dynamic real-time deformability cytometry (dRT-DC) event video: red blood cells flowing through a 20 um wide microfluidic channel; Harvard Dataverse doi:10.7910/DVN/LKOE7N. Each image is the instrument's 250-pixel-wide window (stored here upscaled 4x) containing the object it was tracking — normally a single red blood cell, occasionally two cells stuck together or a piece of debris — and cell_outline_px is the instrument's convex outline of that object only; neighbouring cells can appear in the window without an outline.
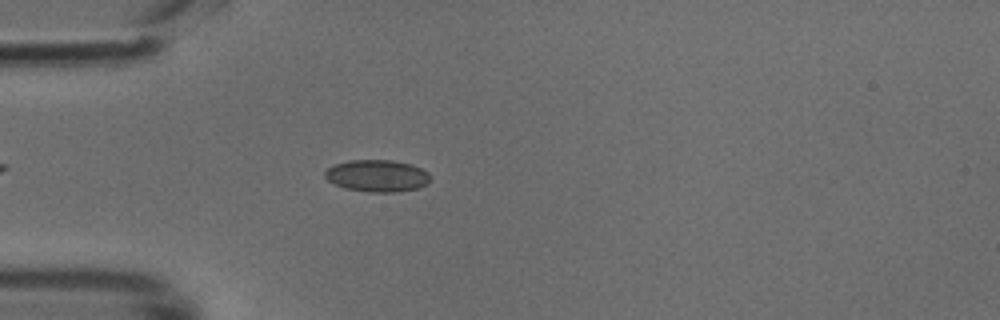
{"species": "common noctule bat (a hibernating species)", "species_latin": "Nyctalus noctula", "temperature_condition": "cold", "stored_images_in_passage": 43, "camera_frame_rate_fps": 3000, "um_per_image_px": 0.085, "animal": {"sex": "male", "body_mass_g": 18.8}, "frame": {"image": 1, "passage_image": 8, "time_ms": 2.333, "image_size_px": [1000, 320], "cell_outline_px": [[432, 180], [428, 184], [416, 188], [396, 192], [368, 192], [344, 188], [328, 180], [324, 176], [324, 172], [328, 168], [336, 164], [352, 160], [392, 160], [412, 164], [428, 172], [432, 176]], "centroid_in_image_um": [32.1, 14.94], "position_along_channel_um": 52.9, "area_um2": 19.71}}
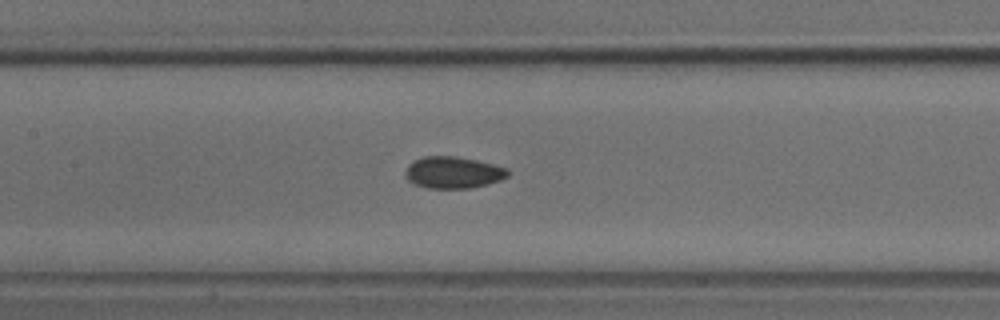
{"frame": {"image": 2, "passage_image": 17, "time_ms": 5.333, "image_size_px": [1000, 320], "cell_outline_px": [[508, 176], [500, 180], [488, 184], [468, 188], [428, 188], [416, 184], [408, 180], [404, 172], [408, 164], [412, 160], [424, 156], [456, 156], [476, 160], [508, 168]], "centroid_in_image_um": [38.49, 14.65], "position_along_channel_um": 168.9, "area_um2": 18.96}}
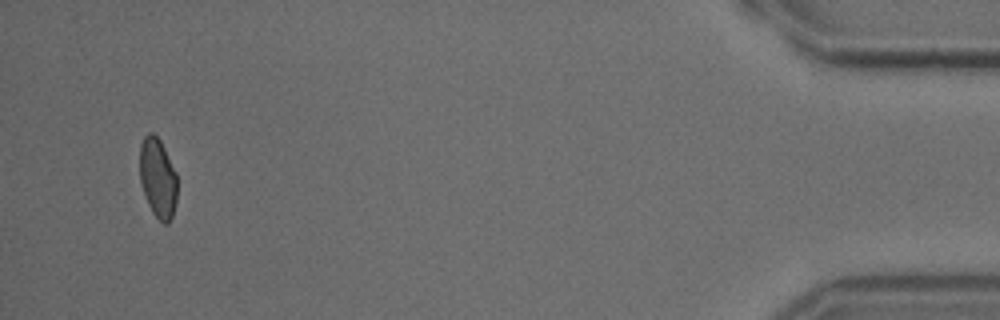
{"frame": {"image": 3, "passage_image": 41, "time_ms": 13.333, "image_size_px": [1000, 320], "cell_outline_px": [[176, 204], [172, 216], [168, 224], [164, 224], [152, 212], [148, 204], [140, 184], [140, 144], [144, 136], [148, 132], [152, 132], [160, 140], [176, 172]], "centroid_in_image_um": [13.4, 15.12], "position_along_channel_um": 421.8, "area_um2": 17.4}}